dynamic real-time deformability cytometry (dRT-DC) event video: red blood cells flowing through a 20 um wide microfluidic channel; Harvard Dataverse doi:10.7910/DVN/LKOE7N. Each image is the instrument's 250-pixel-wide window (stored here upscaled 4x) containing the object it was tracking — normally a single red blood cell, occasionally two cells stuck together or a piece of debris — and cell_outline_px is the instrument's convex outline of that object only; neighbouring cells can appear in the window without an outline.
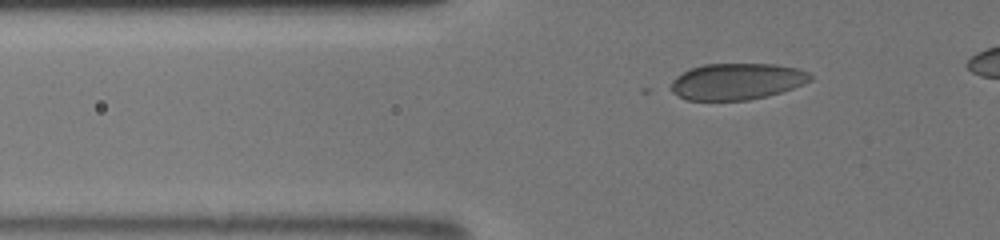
{"species": "human", "species_latin": "Homo sapiens", "temperature_condition": "room temperature", "stored_images_in_passage": 23, "camera_frame_rate_fps": 3000, "um_per_image_px": 0.085, "donor": {"sex": "male"}, "frame": {"image": 1, "passage_image": 12, "time_ms": 4.0, "image_size_px": [1000, 240], "cell_outline_px": [[812, 80], [804, 84], [768, 96], [748, 100], [688, 100], [664, 88], [676, 76], [692, 68], [704, 64], [776, 64], [796, 68], [808, 72], [812, 76]], "centroid_in_image_um": [62.59, 6.93], "position_along_channel_um": 63.2, "area_um2": 29.77}}
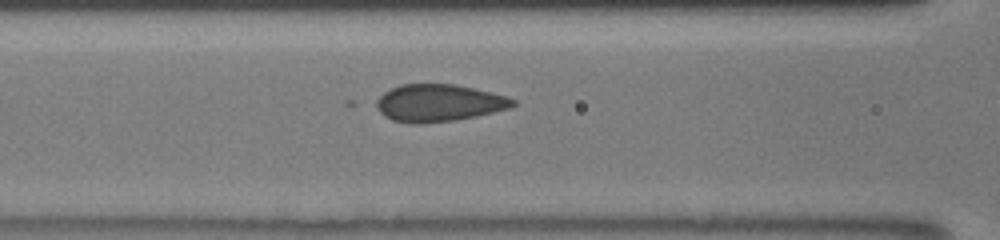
{"frame": {"image": 2, "passage_image": 17, "time_ms": 6.0, "image_size_px": [1000, 240], "cell_outline_px": [[516, 104], [512, 108], [476, 116], [456, 120], [424, 124], [412, 124], [392, 120], [384, 116], [376, 108], [376, 100], [384, 92], [400, 84], [456, 84], [508, 96], [516, 100]], "centroid_in_image_um": [37.31, 8.76], "position_along_channel_um": 129.3, "area_um2": 29.94}}
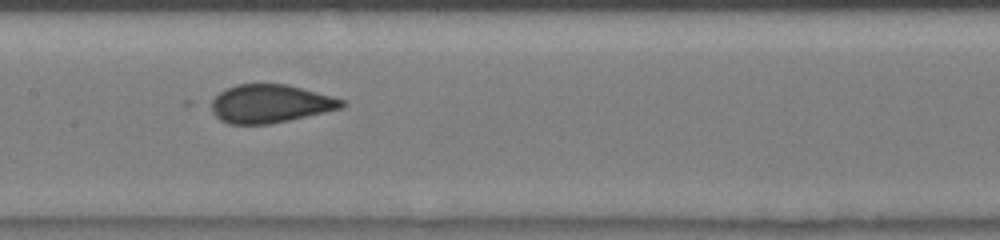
{"frame": {"image": 3, "passage_image": 21, "time_ms": 7.333, "image_size_px": [1000, 240], "cell_outline_px": [[348, 104], [344, 108], [288, 120], [268, 124], [228, 124], [220, 120], [204, 104], [208, 100], [224, 88], [236, 84], [288, 84], [332, 96], [344, 100]], "centroid_in_image_um": [22.89, 8.81], "position_along_channel_um": 184.5, "area_um2": 29.77}}